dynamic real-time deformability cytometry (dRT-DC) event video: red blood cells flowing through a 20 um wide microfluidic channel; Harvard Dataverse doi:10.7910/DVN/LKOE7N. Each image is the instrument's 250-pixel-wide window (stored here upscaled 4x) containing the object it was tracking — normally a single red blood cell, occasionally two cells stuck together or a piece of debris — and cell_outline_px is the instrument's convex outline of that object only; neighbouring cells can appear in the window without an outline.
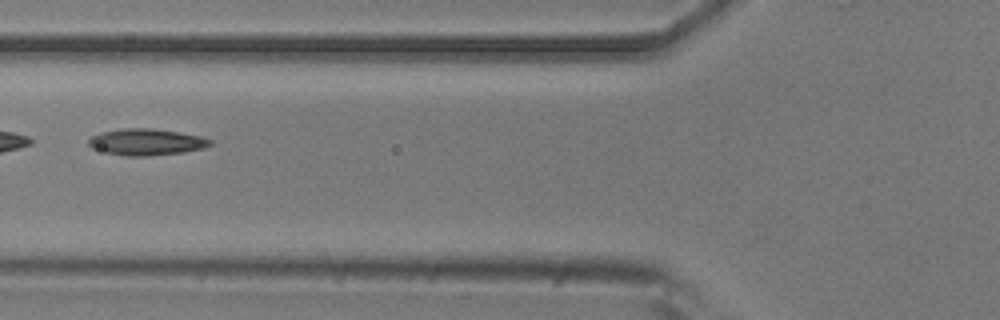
{"species": "common noctule bat (a hibernating species)", "species_latin": "Nyctalus noctula", "temperature_condition": "room temperature", "stored_images_in_passage": 3, "camera_frame_rate_fps": 3000, "um_per_image_px": 0.085, "animal": {"sex": "male", "body_mass_g": 20.5, "forearm_length_mm": 52.5}, "frame": {"image": 1, "passage_image": 3, "time_ms": 0.667, "image_size_px": [1000, 320], "cell_outline_px": [[212, 144], [204, 148], [184, 152], [148, 156], [124, 156], [92, 148], [88, 144], [88, 140], [92, 136], [100, 132], [124, 128], [152, 128], [200, 136], [212, 140]], "centroid_in_image_um": [12.44, 12.07], "position_along_channel_um": 113.4, "area_um2": 18.67}}